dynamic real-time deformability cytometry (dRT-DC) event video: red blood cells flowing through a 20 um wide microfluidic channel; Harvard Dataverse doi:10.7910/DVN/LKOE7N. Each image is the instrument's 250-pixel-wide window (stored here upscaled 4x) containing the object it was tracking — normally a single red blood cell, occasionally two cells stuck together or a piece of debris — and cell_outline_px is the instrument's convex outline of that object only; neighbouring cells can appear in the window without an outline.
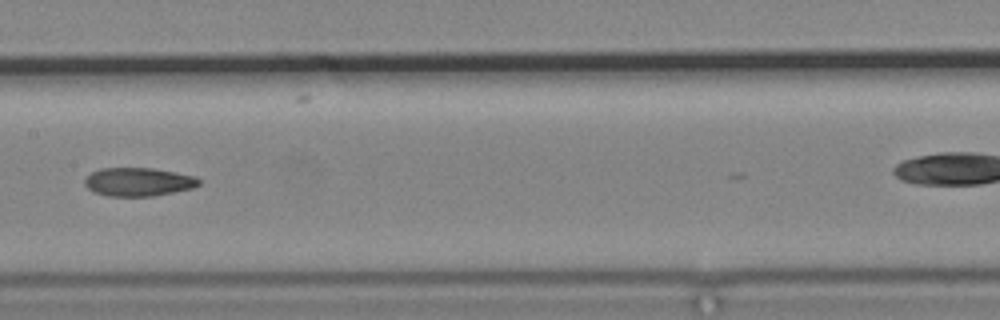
{"species": "common noctule bat (a hibernating species)", "species_latin": "Nyctalus noctula", "temperature_condition": "cold", "stored_images_in_passage": 13, "camera_frame_rate_fps": 3000, "um_per_image_px": 0.085, "animal": {"sex": "male", "body_mass_g": 19.2, "forearm_length_mm": 51.8}, "frame": {"image": 1, "passage_image": 6, "time_ms": 6.0, "image_size_px": [1000, 320], "cell_outline_px": [[200, 184], [192, 188], [152, 196], [108, 196], [96, 192], [88, 188], [84, 184], [84, 180], [92, 172], [100, 168], [152, 168], [176, 172], [196, 176], [200, 180]], "centroid_in_image_um": [11.77, 15.45], "position_along_channel_um": 195.6, "area_um2": 18.84}}
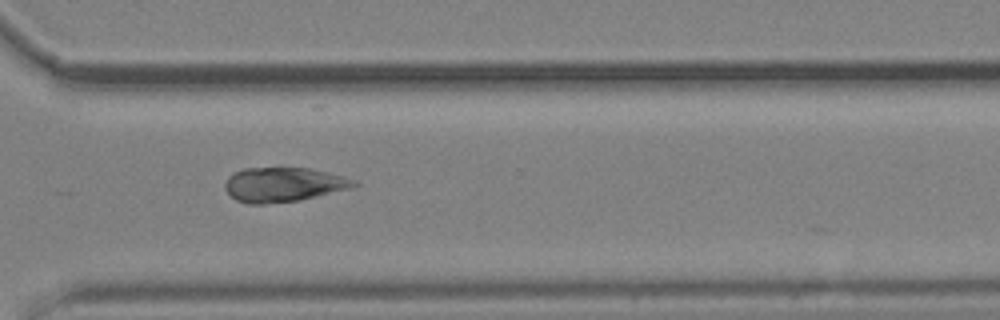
{"frame": {"image": 2, "passage_image": 10, "time_ms": 12.0, "image_size_px": [1000, 320], "cell_outline_px": [[360, 184], [352, 188], [300, 200], [264, 204], [248, 204], [236, 200], [224, 188], [224, 184], [228, 176], [244, 168], [312, 168], [344, 176], [356, 180]], "centroid_in_image_um": [24.12, 15.69], "position_along_channel_um": 346.5, "area_um2": 26.01}}
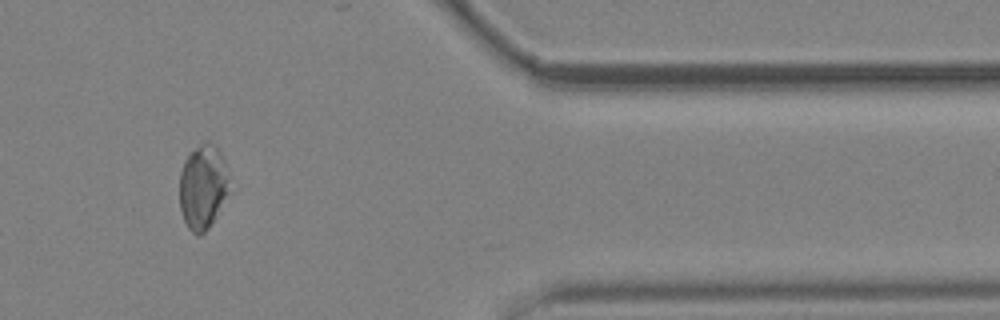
{"frame": {"image": 3, "passage_image": 11, "time_ms": 14.0, "image_size_px": [1000, 320], "cell_outline_px": [[236, 188], [208, 228], [200, 236], [196, 236], [188, 228], [184, 220], [180, 208], [180, 172], [184, 160], [200, 144], [212, 144], [220, 152], [224, 160]], "centroid_in_image_um": [17.34, 15.94], "position_along_channel_um": 394.1, "area_um2": 25.37}, "authors_computed_cell_mechanics": {"area_um2": 20.9814, "velocity_mm_per_s": 3.6594, "shape_relaxation_time_tau1_ms": 2.7213, "shape_relaxation_time_tau2_ms": 2.4763, "deformation_change_tau1": 0.0716, "deformation_change_tau2": 0.0838}}